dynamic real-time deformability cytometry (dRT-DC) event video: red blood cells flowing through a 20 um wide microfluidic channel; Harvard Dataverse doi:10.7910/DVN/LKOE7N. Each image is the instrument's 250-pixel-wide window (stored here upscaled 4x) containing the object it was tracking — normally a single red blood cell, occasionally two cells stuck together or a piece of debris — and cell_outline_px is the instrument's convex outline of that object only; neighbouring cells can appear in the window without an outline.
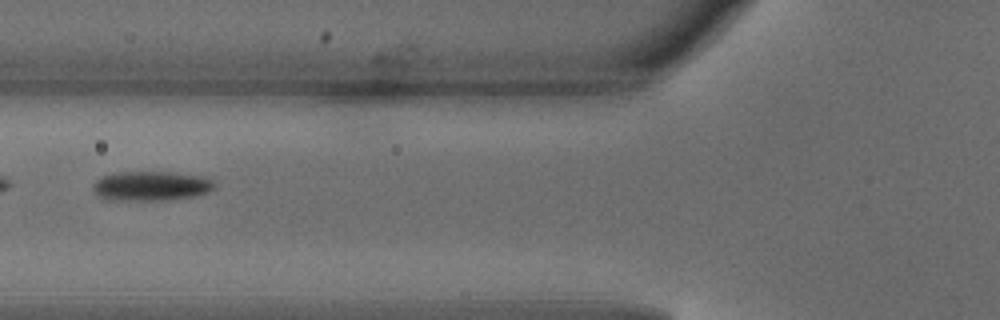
{"species": "common noctule bat (a hibernating species)", "species_latin": "Nyctalus noctula", "temperature_condition": "warm", "stored_images_in_passage": 5, "camera_frame_rate_fps": 3000, "um_per_image_px": 0.085, "animal": {"sex": "male", "body_mass_g": 18.8}, "frame": {"image": 1, "passage_image": 5, "time_ms": 1.333, "image_size_px": [1000, 320], "cell_outline_px": [[216, 188], [208, 192], [196, 196], [168, 200], [104, 200], [92, 188], [92, 184], [96, 180], [112, 172], [172, 172], [204, 176], [216, 180]], "centroid_in_image_um": [12.9, 15.8], "position_along_channel_um": 112.9, "area_um2": 21.33}}